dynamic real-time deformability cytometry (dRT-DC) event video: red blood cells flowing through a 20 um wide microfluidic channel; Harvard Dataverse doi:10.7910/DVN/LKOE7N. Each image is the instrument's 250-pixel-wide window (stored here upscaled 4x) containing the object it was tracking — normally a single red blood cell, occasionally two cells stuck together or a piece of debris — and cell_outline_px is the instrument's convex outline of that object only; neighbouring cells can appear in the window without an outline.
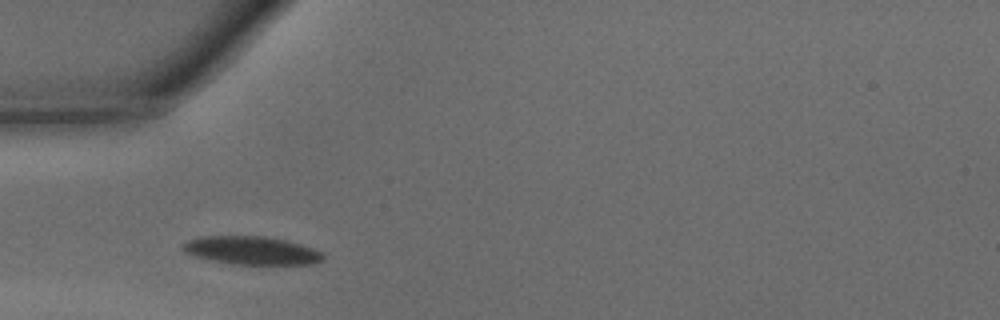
{"species": "common noctule bat (a hibernating species)", "species_latin": "Nyctalus noctula", "temperature_condition": "warm", "stored_images_in_passage": 23, "camera_frame_rate_fps": 3000, "um_per_image_px": 0.085, "animal": {"sex": "male", "body_mass_g": 15.6}, "frame": {"image": 1, "passage_image": 3, "time_ms": 0.667, "image_size_px": [1000, 320], "cell_outline_px": [[324, 260], [312, 264], [232, 264], [212, 260], [196, 256], [184, 252], [180, 248], [180, 244], [188, 240], [200, 236], [264, 236], [284, 240], [300, 244], [324, 252]], "centroid_in_image_um": [21.37, 21.28], "position_along_channel_um": 63.6, "area_um2": 23.12}}
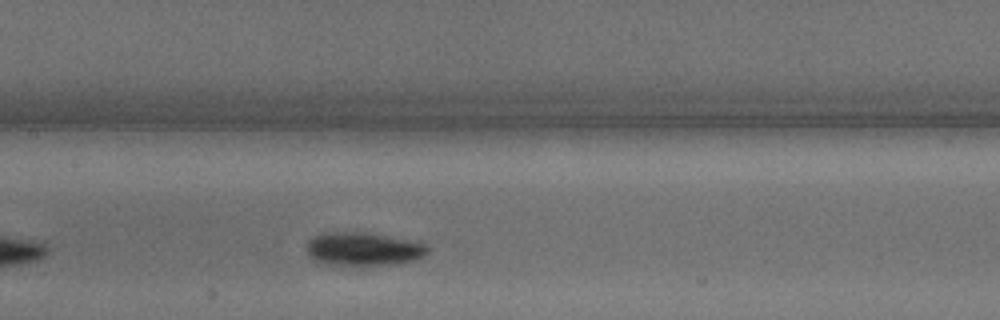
{"frame": {"image": 2, "passage_image": 11, "time_ms": 3.333, "image_size_px": [1000, 320], "cell_outline_px": [[428, 252], [424, 256], [416, 260], [396, 264], [320, 264], [312, 260], [308, 256], [304, 248], [308, 240], [312, 236], [324, 232], [356, 232], [428, 244]], "centroid_in_image_um": [30.78, 21.18], "position_along_channel_um": 176.6, "area_um2": 23.29}}
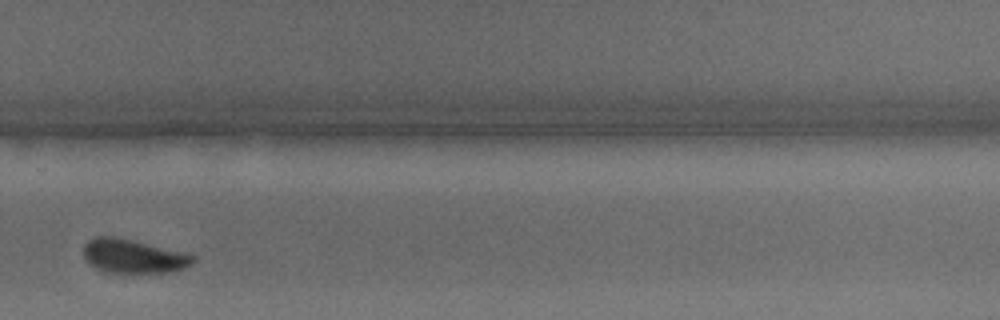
{"frame": {"image": 3, "passage_image": 21, "time_ms": 6.667, "image_size_px": [1000, 320], "cell_outline_px": [[196, 260], [192, 264], [184, 268], [168, 272], [104, 272], [88, 264], [84, 256], [84, 244], [88, 240], [96, 236], [112, 236], [192, 252], [196, 256]], "centroid_in_image_um": [11.39, 21.76], "position_along_channel_um": 318.4, "area_um2": 22.02}}